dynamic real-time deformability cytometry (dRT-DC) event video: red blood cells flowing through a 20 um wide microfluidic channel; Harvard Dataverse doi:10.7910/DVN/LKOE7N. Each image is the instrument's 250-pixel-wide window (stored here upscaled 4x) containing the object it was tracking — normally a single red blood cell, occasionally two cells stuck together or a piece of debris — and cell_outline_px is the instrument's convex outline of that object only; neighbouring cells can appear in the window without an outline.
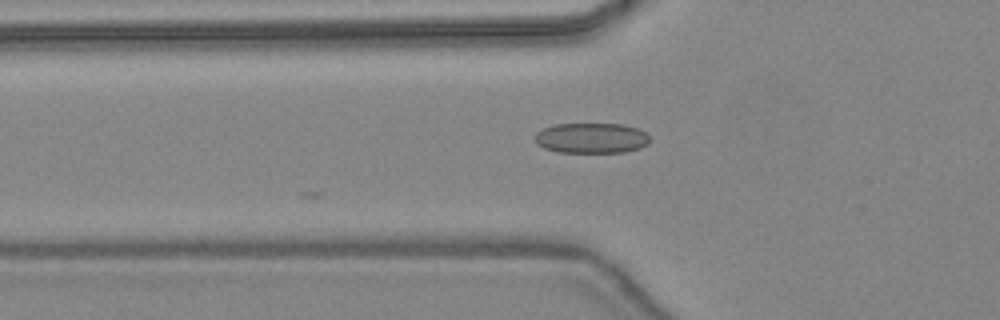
{"species": "common noctule bat (a hibernating species)", "species_latin": "Nyctalus noctula", "temperature_condition": "warm", "stored_images_in_passage": 4, "camera_frame_rate_fps": 3000, "um_per_image_px": 0.085, "animal": {"sex": "female", "body_mass_g": 24.6, "forearm_length_mm": 56.2}, "frame": {"image": 1, "passage_image": 2, "time_ms": 0.333, "image_size_px": [1000, 320], "cell_outline_px": [[648, 144], [640, 148], [624, 152], [556, 152], [544, 148], [536, 144], [536, 132], [544, 128], [556, 124], [624, 124], [636, 128], [644, 132], [648, 136]], "centroid_in_image_um": [50.25, 11.74], "position_along_channel_um": 75.5, "area_um2": 20.23}}
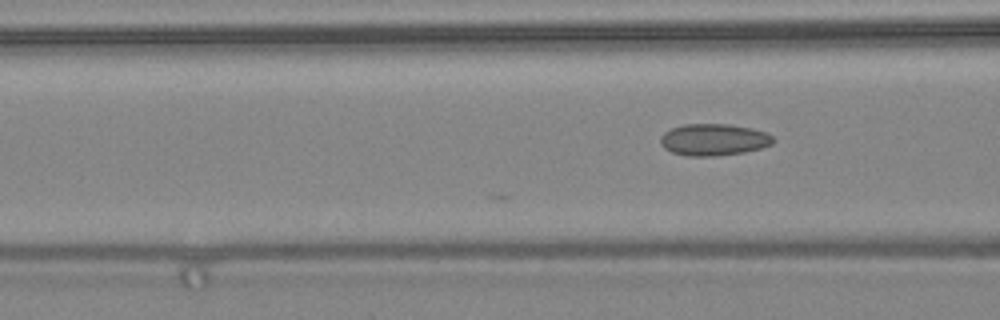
{"frame": {"image": 2, "passage_image": 4, "time_ms": 1.0, "image_size_px": [1000, 320], "cell_outline_px": [[776, 140], [772, 144], [760, 148], [744, 152], [716, 156], [688, 156], [672, 152], [664, 148], [660, 144], [660, 136], [664, 132], [672, 128], [684, 124], [728, 124], [752, 128], [768, 132]], "centroid_in_image_um": [60.67, 11.87], "position_along_channel_um": 105.9, "area_um2": 21.04}}